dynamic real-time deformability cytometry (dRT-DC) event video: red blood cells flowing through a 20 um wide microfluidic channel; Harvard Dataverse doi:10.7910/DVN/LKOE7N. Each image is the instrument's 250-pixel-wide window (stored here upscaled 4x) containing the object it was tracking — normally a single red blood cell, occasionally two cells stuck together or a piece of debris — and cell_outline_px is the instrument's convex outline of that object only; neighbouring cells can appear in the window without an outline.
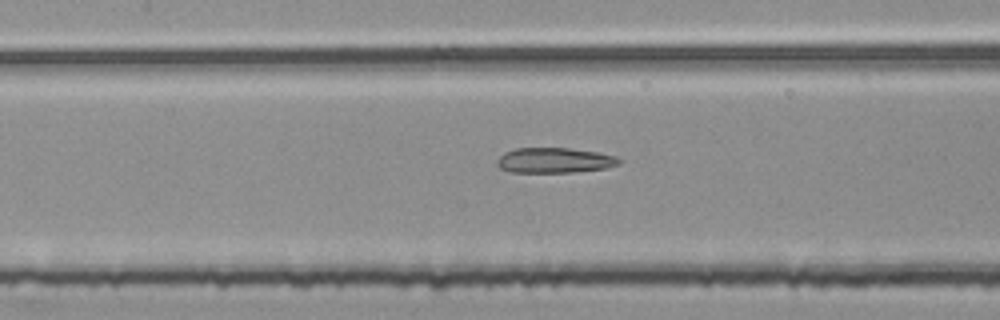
{"species": "common noctule bat (a hibernating species)", "species_latin": "Nyctalus noctula", "temperature_condition": "room temperature", "stored_images_in_passage": 54, "segment_of_instrument_passage": [2, 2], "camera_frame_rate_fps": 3000, "um_per_image_px": 0.085, "animal": {"sex": "female", "body_mass_g": 25.1}, "frame": {"image": 1, "passage_image": 25, "time_ms": 8.0, "image_size_px": [1000, 320], "cell_outline_px": [[624, 160], [620, 164], [608, 168], [572, 172], [508, 172], [500, 168], [496, 164], [496, 160], [504, 152], [516, 148], [568, 148], [600, 152], [616, 156]], "centroid_in_image_um": [47.17, 13.63], "position_along_channel_um": 160.2, "area_um2": 18.21}}
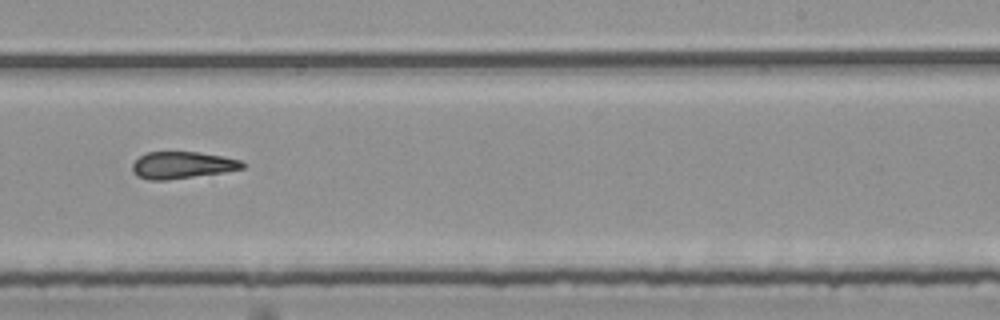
{"frame": {"image": 2, "passage_image": 34, "time_ms": 11.0, "image_size_px": [1000, 320], "cell_outline_px": [[248, 164], [244, 168], [224, 172], [168, 180], [148, 180], [140, 176], [132, 168], [132, 164], [140, 156], [148, 152], [200, 152], [224, 156], [240, 160]], "centroid_in_image_um": [15.55, 14.03], "position_along_channel_um": 273.4, "area_um2": 17.22}}
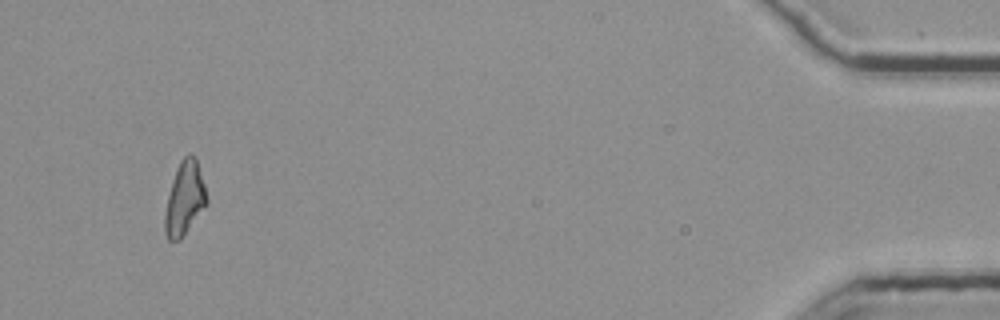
{"frame": {"image": 3, "passage_image": 52, "time_ms": 17.0, "image_size_px": [1000, 320], "cell_outline_px": [[208, 204], [180, 240], [168, 240], [164, 232], [164, 216], [168, 196], [172, 180], [176, 168], [180, 160], [188, 152], [196, 156], [204, 184], [208, 200]], "centroid_in_image_um": [15.7, 16.86], "position_along_channel_um": 419.5, "area_um2": 18.09}}